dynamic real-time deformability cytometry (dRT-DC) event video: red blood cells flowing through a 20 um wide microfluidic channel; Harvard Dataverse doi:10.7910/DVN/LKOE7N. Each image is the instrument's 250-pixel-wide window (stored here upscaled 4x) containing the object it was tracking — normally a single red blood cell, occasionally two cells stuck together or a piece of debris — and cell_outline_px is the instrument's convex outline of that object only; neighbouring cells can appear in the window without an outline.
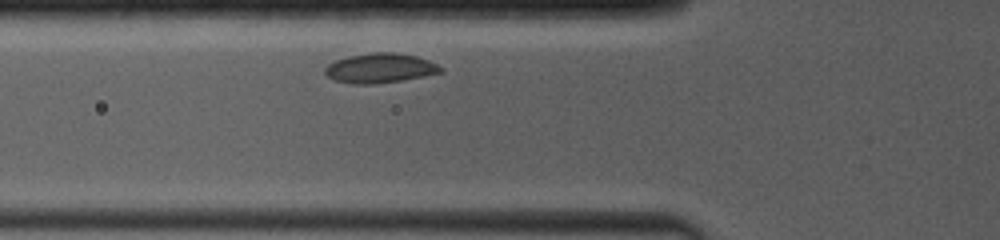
{"species": "common noctule bat (a hibernating species)", "species_latin": "Nyctalus noctula", "temperature_condition": "room temperature", "stored_images_in_passage": 6, "camera_frame_rate_fps": 4000, "um_per_image_px": 0.085, "animal": {"sex": "female", "body_mass_g": 19.0, "forearm_length_mm": 53.3}, "frame": {"image": 1, "passage_image": 2, "time_ms": 0.75, "image_size_px": [1000, 240], "cell_outline_px": [[444, 72], [400, 80], [372, 84], [352, 84], [332, 80], [324, 72], [324, 68], [328, 64], [336, 60], [348, 56], [372, 52], [396, 52], [416, 56], [428, 60], [444, 68]], "centroid_in_image_um": [32.28, 5.78], "position_along_channel_um": 93.5, "area_um2": 20.0}}
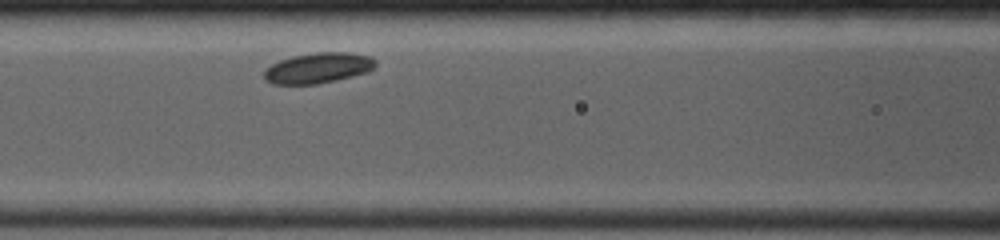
{"frame": {"image": 2, "passage_image": 4, "time_ms": 2.0, "image_size_px": [1000, 240], "cell_outline_px": [[376, 64], [368, 72], [352, 76], [316, 84], [272, 84], [264, 80], [264, 72], [272, 64], [280, 60], [292, 56], [316, 52], [348, 52], [372, 56], [376, 60]], "centroid_in_image_um": [27.05, 5.77], "position_along_channel_um": 139.6, "area_um2": 19.77}}
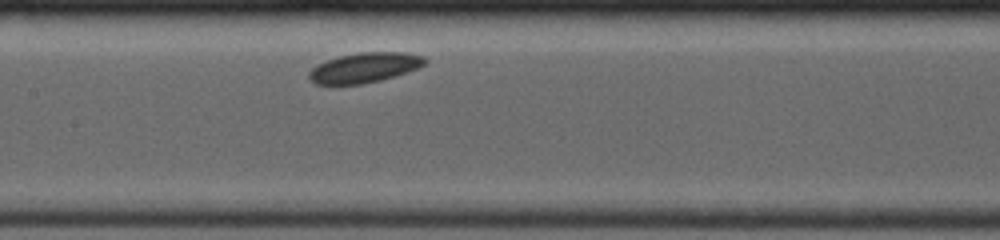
{"frame": {"image": 3, "passage_image": 6, "time_ms": 3.0, "image_size_px": [1000, 240], "cell_outline_px": [[428, 60], [424, 64], [408, 72], [380, 80], [360, 84], [316, 84], [308, 76], [308, 72], [316, 64], [336, 56], [360, 52], [404, 52], [424, 56]], "centroid_in_image_um": [30.97, 5.73], "position_along_channel_um": 176.4, "area_um2": 20.23}}